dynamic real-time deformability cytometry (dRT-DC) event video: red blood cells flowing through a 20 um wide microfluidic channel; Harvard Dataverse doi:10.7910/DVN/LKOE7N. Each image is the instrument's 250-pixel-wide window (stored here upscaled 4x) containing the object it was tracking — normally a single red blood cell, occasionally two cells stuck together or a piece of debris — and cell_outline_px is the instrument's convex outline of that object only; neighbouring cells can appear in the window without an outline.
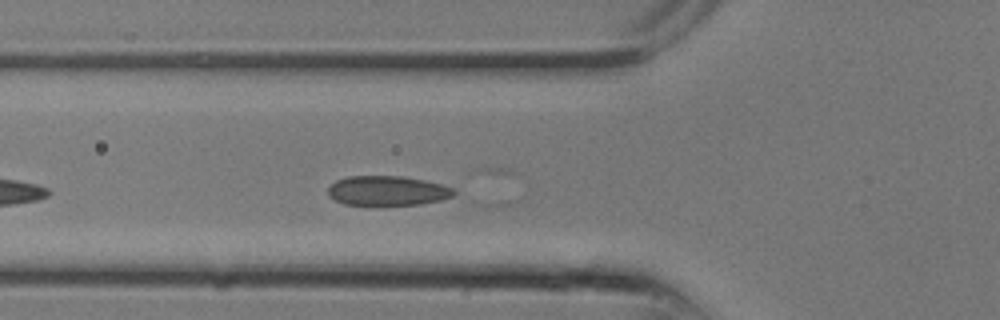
{"species": "common noctule bat (a hibernating species)", "species_latin": "Nyctalus noctula", "temperature_condition": "room temperature", "stored_images_in_passage": 3, "camera_frame_rate_fps": 3000, "um_per_image_px": 0.085, "animal": {"sex": "male", "body_mass_g": 13.3}, "frame": {"image": 1, "passage_image": 3, "time_ms": 0.667, "image_size_px": [1000, 320], "cell_outline_px": [[456, 192], [452, 196], [440, 200], [420, 204], [344, 204], [328, 196], [328, 188], [336, 180], [348, 176], [400, 176], [424, 180], [440, 184], [452, 188]], "centroid_in_image_um": [32.91, 16.2], "position_along_channel_um": 92.9, "area_um2": 21.39}}